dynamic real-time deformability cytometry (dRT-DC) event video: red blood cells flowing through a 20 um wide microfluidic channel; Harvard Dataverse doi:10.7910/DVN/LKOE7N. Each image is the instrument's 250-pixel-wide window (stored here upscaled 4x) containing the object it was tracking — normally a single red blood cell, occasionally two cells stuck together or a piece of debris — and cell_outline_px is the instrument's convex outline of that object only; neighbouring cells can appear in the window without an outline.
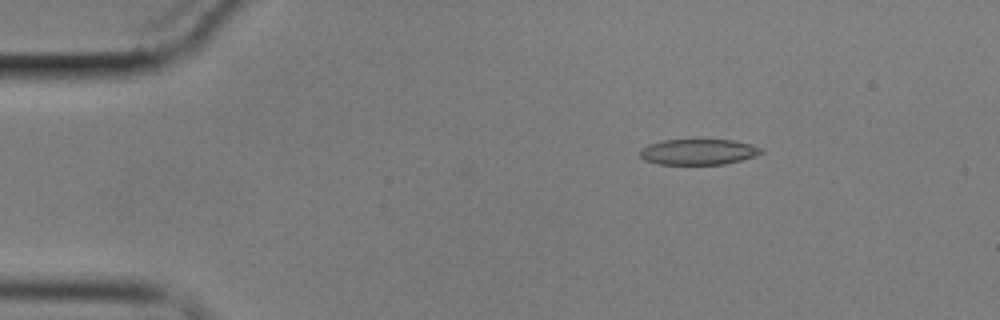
{"species": "common noctule bat (a hibernating species)", "species_latin": "Nyctalus noctula", "temperature_condition": "cold", "stored_images_in_passage": 4, "camera_frame_rate_fps": 3000, "um_per_image_px": 0.085, "animal": {"sex": "male", "body_mass_g": 17.9}, "frame": {"image": 1, "passage_image": 1, "time_ms": 0.0, "image_size_px": [1000, 320], "cell_outline_px": [[764, 152], [756, 156], [724, 164], [660, 164], [644, 160], [640, 156], [640, 148], [648, 144], [664, 140], [736, 140], [752, 144], [764, 148]], "centroid_in_image_um": [59.39, 12.9], "position_along_channel_um": 25.6, "area_um2": 18.26}}
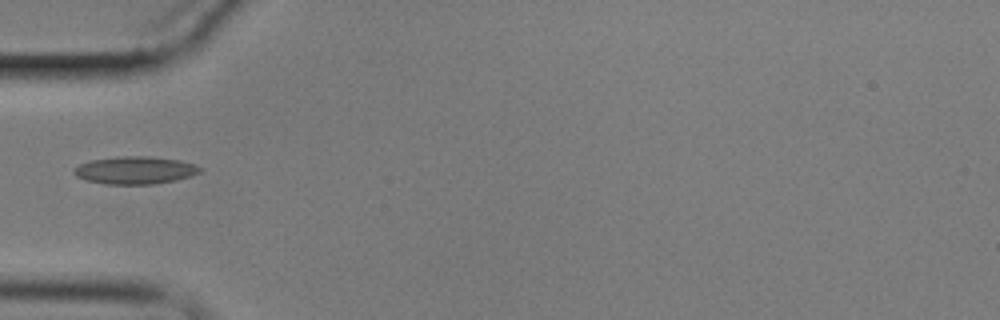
{"frame": {"image": 2, "passage_image": 4, "time_ms": 3.333, "image_size_px": [1000, 320], "cell_outline_px": [[204, 168], [200, 172], [192, 176], [176, 180], [152, 184], [108, 184], [88, 180], [76, 176], [72, 172], [72, 168], [80, 164], [92, 160], [120, 156], [148, 156], [180, 160]], "centroid_in_image_um": [11.49, 14.46], "position_along_channel_um": 73.5, "area_um2": 20.23}}